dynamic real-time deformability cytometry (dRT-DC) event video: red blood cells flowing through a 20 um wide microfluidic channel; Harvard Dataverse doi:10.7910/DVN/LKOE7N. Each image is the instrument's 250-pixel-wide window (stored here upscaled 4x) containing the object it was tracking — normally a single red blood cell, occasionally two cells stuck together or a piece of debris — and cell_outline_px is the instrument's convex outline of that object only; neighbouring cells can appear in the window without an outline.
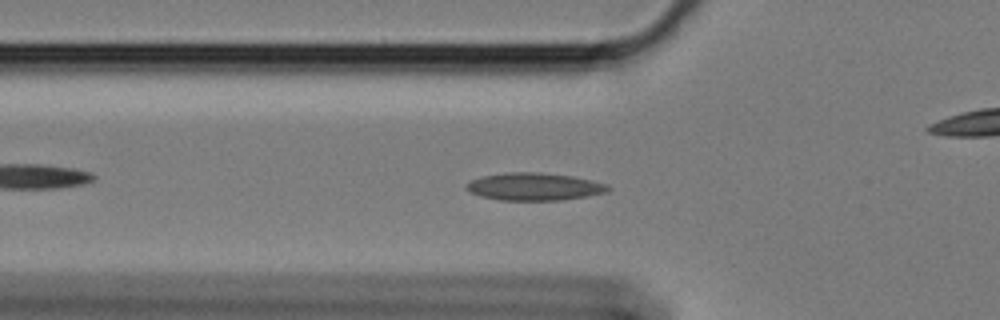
{"species": "Egyptian fruit bat (a non-hibernating species)", "species_latin": "Rousettus aegyptiacus", "temperature_condition": "cold", "stored_images_in_passage": 60, "camera_frame_rate_fps": 3000, "um_per_image_px": 0.085, "animal": {"sex": "female"}, "frame": {"image": 1, "passage_image": 20, "time_ms": 6.333, "image_size_px": [1000, 320], "cell_outline_px": [[612, 188], [608, 192], [588, 196], [560, 200], [500, 200], [480, 196], [464, 188], [472, 180], [484, 176], [504, 172], [540, 172], [572, 176], [592, 180], [604, 184]], "centroid_in_image_um": [45.44, 15.86], "position_along_channel_um": 80.4, "area_um2": 22.66}}
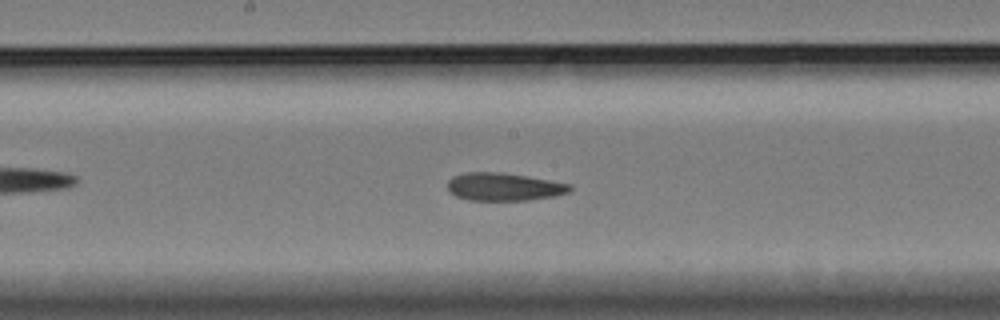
{"frame": {"image": 2, "passage_image": 31, "time_ms": 10.0, "image_size_px": [1000, 320], "cell_outline_px": [[572, 188], [568, 192], [556, 196], [528, 200], [468, 200], [456, 196], [448, 192], [448, 180], [452, 176], [468, 172], [500, 172], [528, 176], [572, 184]], "centroid_in_image_um": [42.83, 15.87], "position_along_channel_um": 205.4, "area_um2": 20.0}}
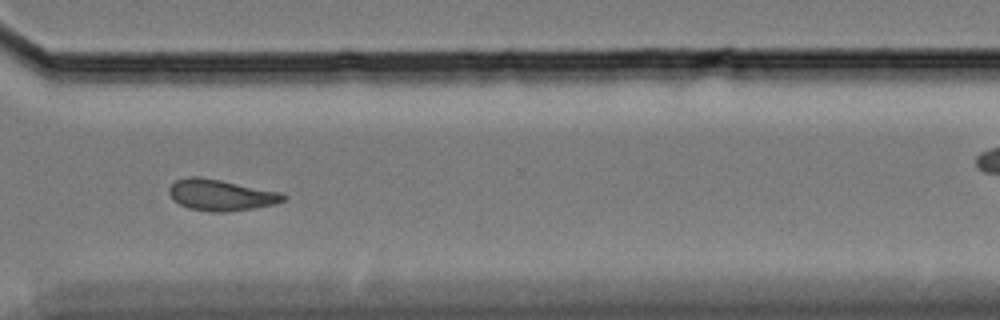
{"frame": {"image": 3, "passage_image": 44, "time_ms": 14.333, "image_size_px": [1000, 320], "cell_outline_px": [[288, 200], [276, 204], [252, 208], [224, 212], [208, 212], [188, 208], [180, 204], [168, 192], [168, 188], [176, 180], [188, 176], [200, 176], [280, 192], [288, 196]], "centroid_in_image_um": [18.8, 16.58], "position_along_channel_um": 351.8, "area_um2": 20.75}, "authors_computed_cell_mechanics": {"area_um2": 20.4612, "velocity_mm_per_s": 3.3873, "shape_relaxation_time_tau1_ms": null, "shape_relaxation_time_tau2_ms": 4.3197, "deformation_change_tau1": null, "deformation_change_tau2": 0.0898}}